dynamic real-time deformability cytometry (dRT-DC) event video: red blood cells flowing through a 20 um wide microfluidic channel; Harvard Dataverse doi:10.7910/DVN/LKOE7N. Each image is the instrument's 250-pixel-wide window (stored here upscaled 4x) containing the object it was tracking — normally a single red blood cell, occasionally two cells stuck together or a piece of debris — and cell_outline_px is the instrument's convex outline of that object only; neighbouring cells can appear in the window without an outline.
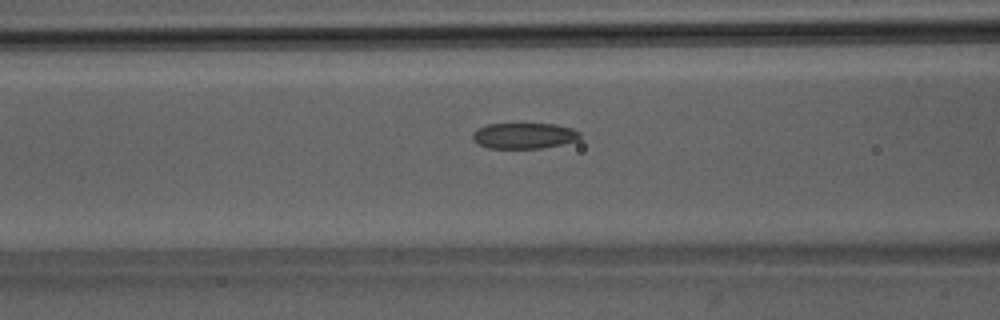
{"species": "Egyptian fruit bat (a non-hibernating species)", "species_latin": "Rousettus aegyptiacus", "temperature_condition": "room temperature", "stored_images_in_passage": 37, "camera_frame_rate_fps": 3000, "um_per_image_px": 0.085, "animal": {"sex": "male"}, "frame": {"image": 1, "passage_image": 7, "time_ms": 2.0, "image_size_px": [1000, 320], "cell_outline_px": [[580, 140], [540, 148], [488, 148], [472, 140], [472, 132], [476, 128], [488, 124], [556, 124], [572, 128], [580, 132]], "centroid_in_image_um": [44.53, 11.53], "position_along_channel_um": 122.1, "area_um2": 16.18}}
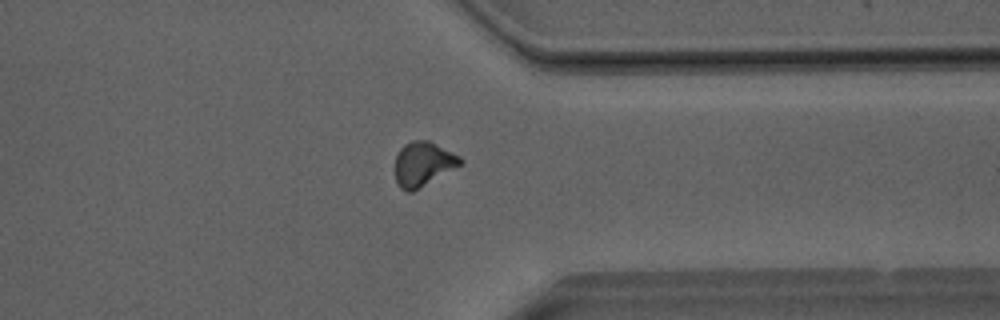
{"frame": {"image": 2, "passage_image": 26, "time_ms": 8.333, "image_size_px": [1000, 320], "cell_outline_px": [[464, 160], [460, 164], [412, 192], [408, 192], [400, 188], [396, 180], [396, 156], [400, 148], [404, 144], [412, 140], [428, 140], [460, 156]], "centroid_in_image_um": [35.94, 13.92], "position_along_channel_um": 375.5, "area_um2": 16.47}}
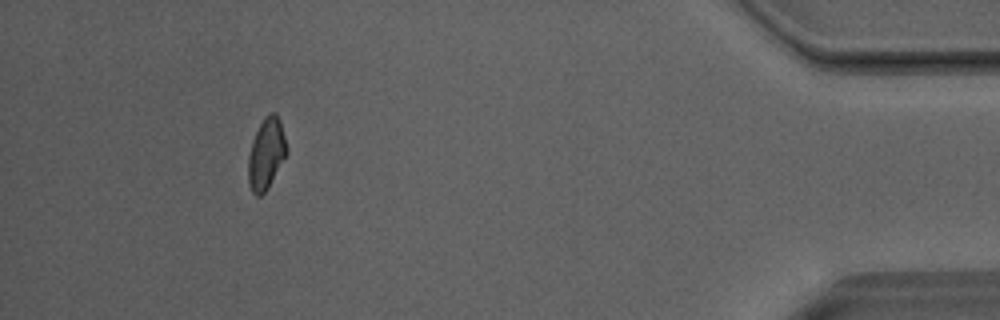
{"frame": {"image": 3, "passage_image": 33, "time_ms": 10.667, "image_size_px": [1000, 320], "cell_outline_px": [[288, 152], [268, 188], [260, 196], [256, 196], [252, 192], [248, 184], [248, 156], [252, 140], [264, 116], [268, 112], [276, 112], [280, 120], [288, 148]], "centroid_in_image_um": [22.63, 13.05], "position_along_channel_um": 412.6, "area_um2": 16.13}, "authors_computed_cell_mechanics": {"area_um2": 16.2996, "velocity_mm_per_s": 4.0549, "shape_relaxation_time_tau1_ms": 4.6857, "shape_relaxation_time_tau2_ms": 2.1344, "deformation_change_tau1": 0.1122, "deformation_change_tau2": 0.0835}}